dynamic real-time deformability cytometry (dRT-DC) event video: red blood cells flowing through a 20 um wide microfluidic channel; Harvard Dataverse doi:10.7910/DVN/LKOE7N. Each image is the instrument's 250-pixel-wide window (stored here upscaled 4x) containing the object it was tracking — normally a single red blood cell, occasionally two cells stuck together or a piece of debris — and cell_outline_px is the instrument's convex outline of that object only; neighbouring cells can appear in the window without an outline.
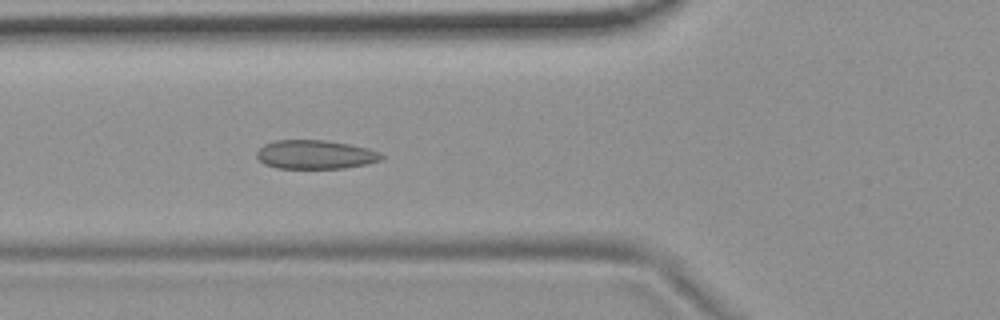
{"species": "common noctule bat (a hibernating species)", "species_latin": "Nyctalus noctula", "temperature_condition": "room temperature", "stored_images_in_passage": 54, "camera_frame_rate_fps": 3000, "um_per_image_px": 0.085, "animal": {"sex": "female", "body_mass_g": 19.9}, "frame": {"image": 1, "passage_image": 20, "time_ms": 6.333, "image_size_px": [1000, 320], "cell_outline_px": [[384, 156], [380, 160], [368, 164], [344, 168], [276, 168], [264, 164], [256, 156], [256, 152], [264, 144], [276, 140], [324, 140], [348, 144], [368, 148], [380, 152]], "centroid_in_image_um": [26.8, 13.14], "position_along_channel_um": 99.0, "area_um2": 20.98}}
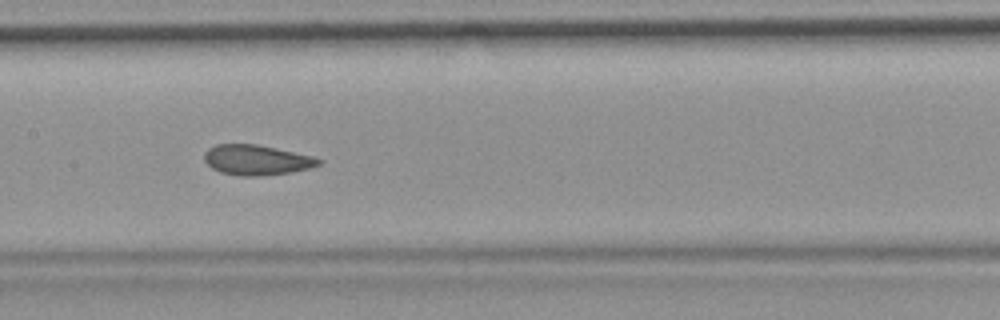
{"frame": {"image": 2, "passage_image": 27, "time_ms": 8.667, "image_size_px": [1000, 320], "cell_outline_px": [[320, 164], [308, 168], [292, 172], [256, 176], [240, 176], [220, 172], [212, 168], [204, 160], [204, 152], [208, 148], [216, 144], [256, 144], [312, 156], [320, 160]], "centroid_in_image_um": [21.75, 13.59], "position_along_channel_um": 185.7, "area_um2": 19.88}}
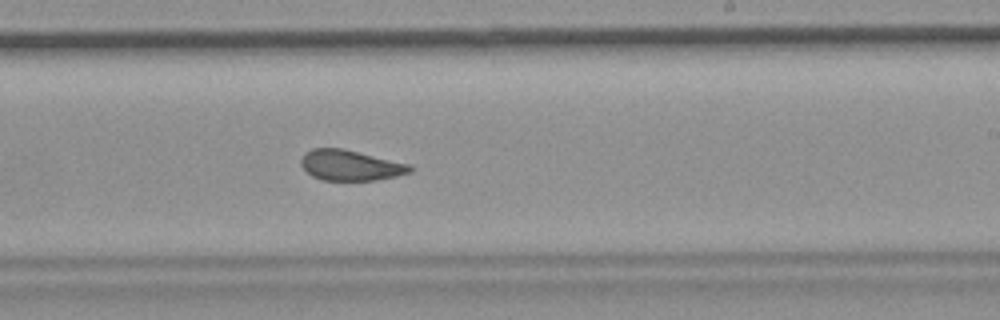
{"frame": {"image": 3, "passage_image": 33, "time_ms": 10.667, "image_size_px": [1000, 320], "cell_outline_px": [[412, 172], [396, 176], [376, 180], [320, 180], [312, 176], [300, 164], [300, 160], [304, 152], [312, 148], [344, 148], [412, 164]], "centroid_in_image_um": [29.8, 14.04], "position_along_channel_um": 259.2, "area_um2": 19.65}, "authors_computed_cell_mechanics": {"area_um2": 20.808, "velocity_mm_per_s": 3.707, "shape_relaxation_time_tau1_ms": null, "shape_relaxation_time_tau2_ms": 1.3125, "deformation_change_tau1": null, "deformation_change_tau2": 0.0741}}